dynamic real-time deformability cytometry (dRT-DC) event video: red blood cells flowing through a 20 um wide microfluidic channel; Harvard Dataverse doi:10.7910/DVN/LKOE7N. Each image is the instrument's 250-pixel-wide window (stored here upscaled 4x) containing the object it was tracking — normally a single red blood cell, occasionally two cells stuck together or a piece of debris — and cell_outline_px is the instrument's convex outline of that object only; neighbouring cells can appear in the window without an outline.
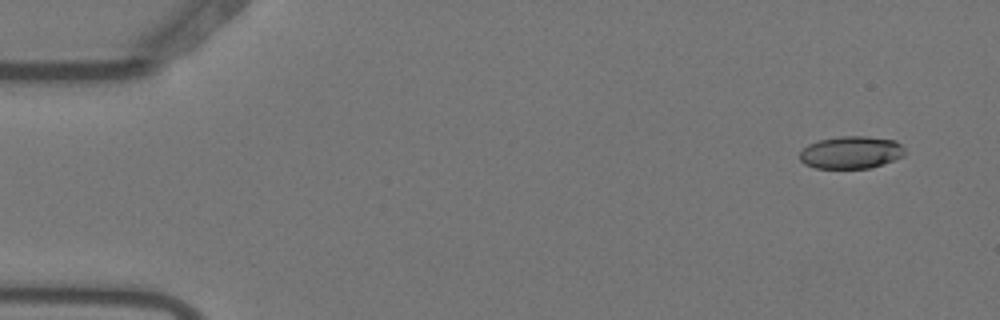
{"species": "Egyptian fruit bat (a non-hibernating species)", "species_latin": "Rousettus aegyptiacus", "temperature_condition": "warm", "stored_images_in_passage": 4, "camera_frame_rate_fps": 3000, "um_per_image_px": 0.085, "animal": {"sex": "female"}, "frame": {"image": 1, "passage_image": 1, "time_ms": 0.0, "image_size_px": [1000, 320], "cell_outline_px": [[904, 156], [884, 164], [868, 168], [816, 168], [804, 164], [800, 160], [800, 152], [808, 144], [820, 140], [840, 136], [868, 136], [896, 140], [904, 148]], "centroid_in_image_um": [72.35, 12.95], "position_along_channel_um": 12.6, "area_um2": 19.94}}